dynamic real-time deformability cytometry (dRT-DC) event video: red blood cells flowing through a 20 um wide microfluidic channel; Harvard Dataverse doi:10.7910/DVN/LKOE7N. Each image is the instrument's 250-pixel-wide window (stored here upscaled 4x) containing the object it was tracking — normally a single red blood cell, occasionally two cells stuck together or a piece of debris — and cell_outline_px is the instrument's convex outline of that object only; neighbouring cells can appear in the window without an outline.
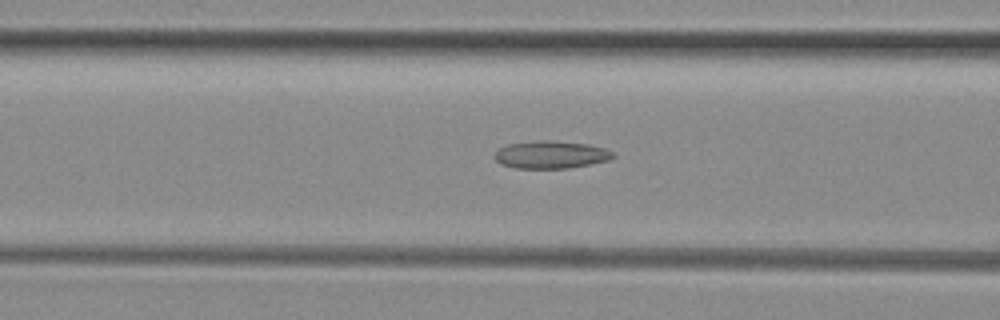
{"species": "common noctule bat (a hibernating species)", "species_latin": "Nyctalus noctula", "temperature_condition": "room temperature", "stored_images_in_passage": 19, "camera_frame_rate_fps": 3000, "um_per_image_px": 0.085, "animal": {"sex": "female", "body_mass_g": 29.2, "forearm_length_mm": 56.3}, "frame": {"image": 1, "passage_image": 5, "time_ms": 1.333, "image_size_px": [1000, 320], "cell_outline_px": [[616, 156], [608, 160], [568, 168], [516, 168], [500, 164], [492, 156], [500, 148], [508, 144], [536, 140], [552, 140], [588, 144], [604, 148], [612, 152]], "centroid_in_image_um": [46.79, 13.14], "position_along_channel_um": 119.8, "area_um2": 19.02}}
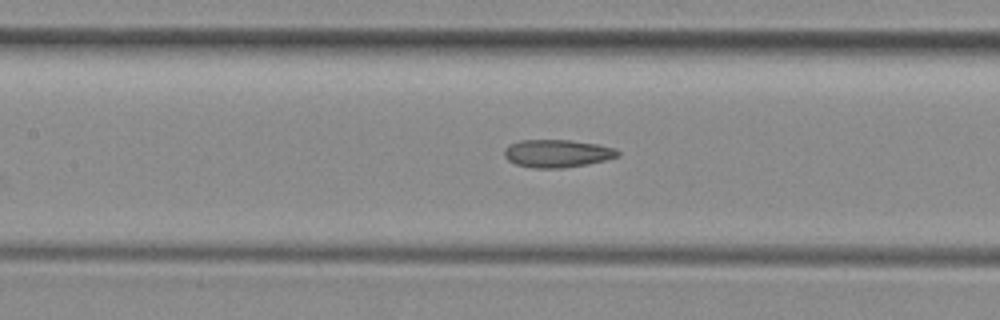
{"frame": {"image": 2, "passage_image": 8, "time_ms": 2.333, "image_size_px": [1000, 320], "cell_outline_px": [[620, 156], [588, 164], [564, 168], [532, 168], [516, 164], [508, 160], [504, 156], [504, 148], [508, 144], [520, 140], [568, 140], [596, 144], [612, 148], [620, 152]], "centroid_in_image_um": [47.31, 13.05], "position_along_channel_um": 160.1, "area_um2": 18.38}}